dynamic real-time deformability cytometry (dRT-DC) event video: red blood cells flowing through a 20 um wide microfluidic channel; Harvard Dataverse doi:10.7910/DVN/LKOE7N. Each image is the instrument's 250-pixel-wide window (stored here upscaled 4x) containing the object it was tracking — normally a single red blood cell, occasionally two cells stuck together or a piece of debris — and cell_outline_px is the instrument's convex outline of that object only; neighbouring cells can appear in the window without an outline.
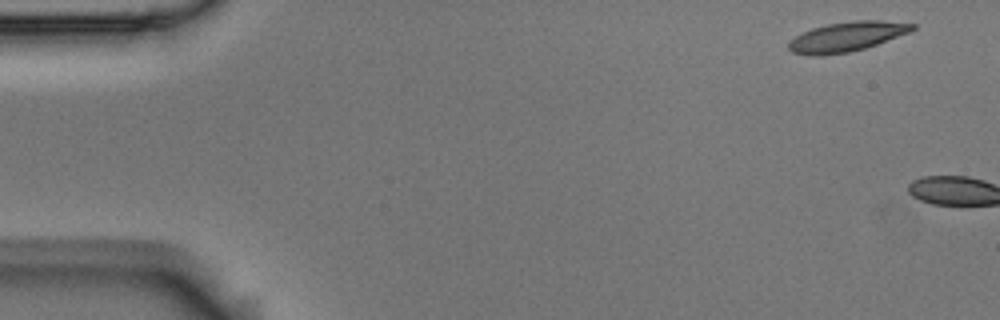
{"species": "Egyptian fruit bat (a non-hibernating species)", "species_latin": "Rousettus aegyptiacus", "temperature_condition": "room temperature", "stored_images_in_passage": 2, "camera_frame_rate_fps": 3000, "um_per_image_px": 0.085, "animal": {"sex": "male"}, "frame": {"image": 1, "passage_image": 1, "time_ms": 0.0, "image_size_px": [1000, 320], "cell_outline_px": [[916, 28], [908, 32], [876, 44], [864, 48], [848, 52], [816, 56], [812, 56], [792, 52], [788, 48], [788, 44], [796, 36], [812, 28], [828, 24], [856, 20], [880, 20], [916, 24]], "centroid_in_image_um": [71.97, 3.11], "position_along_channel_um": 13.0, "area_um2": 20.98}}